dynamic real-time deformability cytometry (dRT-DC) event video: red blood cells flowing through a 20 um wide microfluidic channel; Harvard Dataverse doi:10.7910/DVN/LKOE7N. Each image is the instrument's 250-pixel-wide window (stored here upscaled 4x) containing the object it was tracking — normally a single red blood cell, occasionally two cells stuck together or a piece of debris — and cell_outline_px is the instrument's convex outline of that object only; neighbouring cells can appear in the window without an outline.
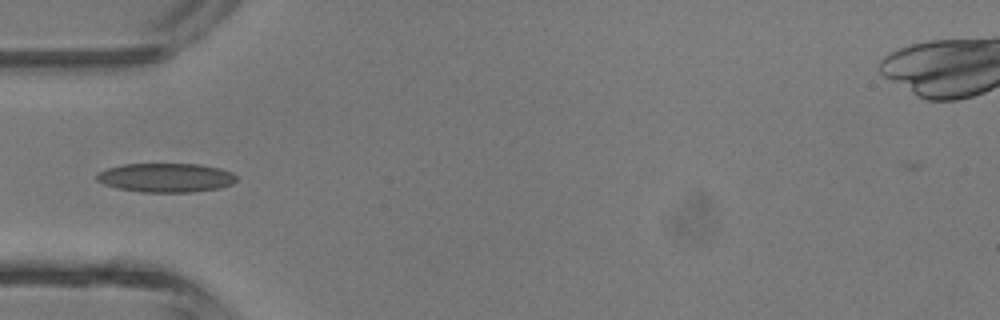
{"species": "common noctule bat (a hibernating species)", "species_latin": "Nyctalus noctula", "temperature_condition": "room temperature", "stored_images_in_passage": 6, "camera_frame_rate_fps": 3000, "um_per_image_px": 0.085, "animal": {"sex": "male", "body_mass_g": 13.3}, "frame": {"image": 1, "passage_image": 5, "time_ms": 4.667, "image_size_px": [1000, 320], "cell_outline_px": [[236, 180], [232, 184], [220, 188], [192, 192], [140, 192], [116, 188], [104, 184], [96, 180], [96, 172], [108, 168], [124, 164], [200, 164], [220, 168], [232, 172], [236, 176]], "centroid_in_image_um": [14.09, 15.1], "position_along_channel_um": 70.9, "area_um2": 23.81}}
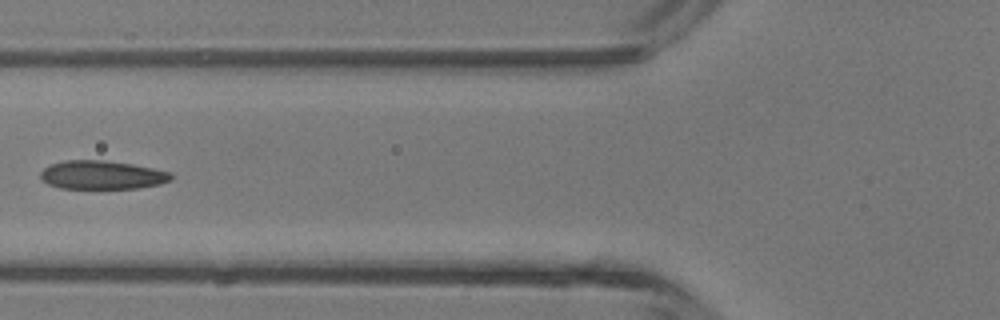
{"frame": {"image": 2, "passage_image": 6, "time_ms": 5.667, "image_size_px": [1000, 320], "cell_outline_px": [[172, 180], [160, 184], [136, 188], [60, 188], [48, 184], [40, 180], [40, 172], [44, 168], [52, 164], [64, 160], [104, 160], [132, 164], [172, 172]], "centroid_in_image_um": [8.66, 14.87], "position_along_channel_um": 117.1, "area_um2": 21.79}}